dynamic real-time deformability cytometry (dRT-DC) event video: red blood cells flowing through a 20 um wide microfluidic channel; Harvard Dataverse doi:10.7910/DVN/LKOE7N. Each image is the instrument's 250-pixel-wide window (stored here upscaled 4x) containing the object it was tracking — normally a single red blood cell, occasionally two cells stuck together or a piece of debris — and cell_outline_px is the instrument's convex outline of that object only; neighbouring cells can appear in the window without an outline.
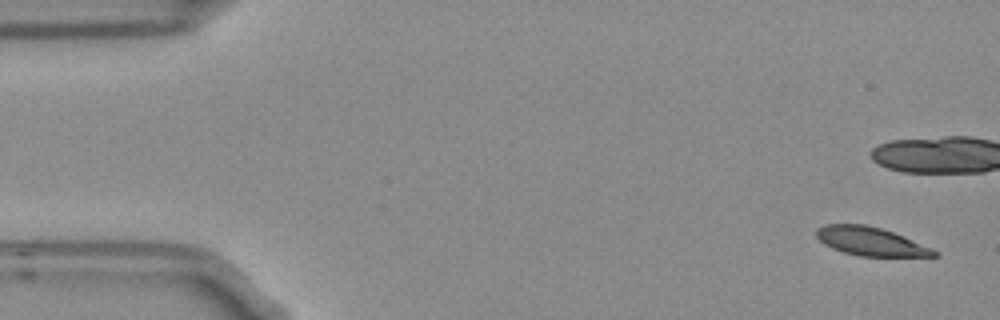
{"species": "Egyptian fruit bat (a non-hibernating species)", "species_latin": "Rousettus aegyptiacus", "temperature_condition": "room temperature", "stored_images_in_passage": 7, "camera_frame_rate_fps": 3000, "um_per_image_px": 0.085, "frame": {"image": 1, "passage_image": 1, "time_ms": 0.0, "image_size_px": [1000, 320], "cell_outline_px": [[936, 256], [860, 256], [844, 252], [832, 248], [824, 244], [816, 236], [816, 228], [824, 224], [864, 224], [880, 228], [892, 232], [932, 248], [936, 252]], "centroid_in_image_um": [73.94, 20.51], "position_along_channel_um": 11.1, "area_um2": 19.25}}
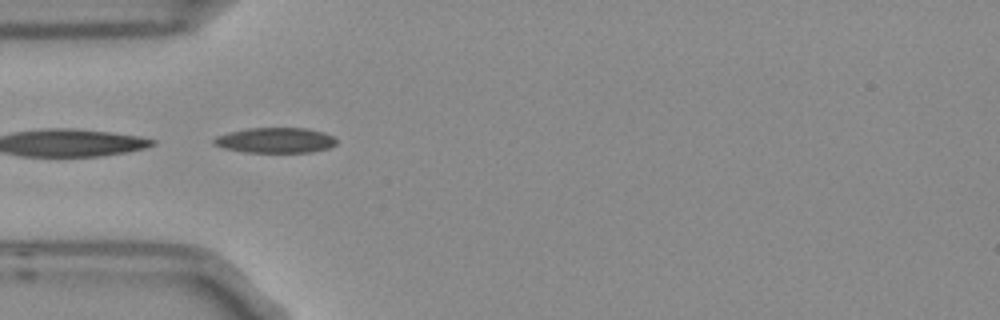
{"frame": {"image": 2, "passage_image": 6, "time_ms": 1.667, "image_size_px": [1000, 320], "cell_outline_px": [[336, 144], [328, 148], [312, 152], [244, 152], [224, 148], [212, 144], [212, 140], [216, 136], [228, 132], [248, 128], [308, 128], [324, 132], [332, 136], [336, 140]], "centroid_in_image_um": [23.38, 11.92], "position_along_channel_um": 61.6, "area_um2": 18.15}}